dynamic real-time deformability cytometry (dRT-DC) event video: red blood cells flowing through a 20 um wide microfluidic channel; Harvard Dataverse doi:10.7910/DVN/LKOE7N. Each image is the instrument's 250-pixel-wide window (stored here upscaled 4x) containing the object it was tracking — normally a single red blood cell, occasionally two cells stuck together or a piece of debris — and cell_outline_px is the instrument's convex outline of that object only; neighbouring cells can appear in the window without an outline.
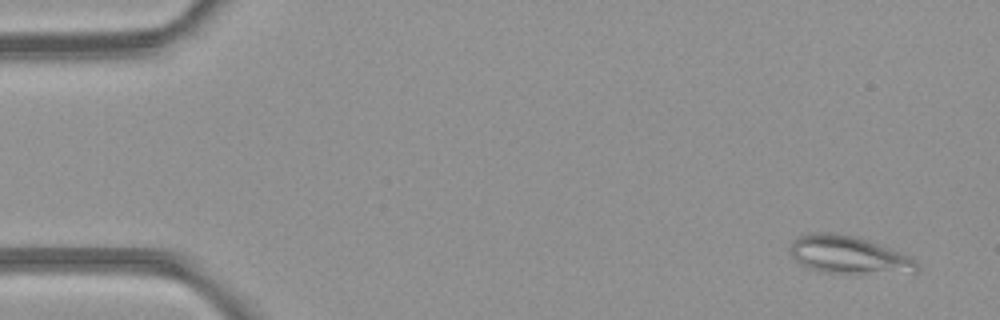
{"species": "common noctule bat (a hibernating species)", "species_latin": "Nyctalus noctula", "temperature_condition": "room temperature", "stored_images_in_passage": 4, "camera_frame_rate_fps": 3000, "um_per_image_px": 0.085, "animal": {"sex": "female", "body_mass_g": 21.9}, "frame": {"image": 1, "passage_image": 1, "time_ms": 0.0, "image_size_px": [1000, 320], "cell_outline_px": [[920, 268], [916, 272], [844, 276], [824, 272], [800, 264], [792, 256], [788, 248], [792, 240], [796, 236], [812, 232], [828, 232], [852, 236], [868, 240], [908, 256], [916, 260], [920, 264]], "centroid_in_image_um": [72.13, 21.71], "position_along_channel_um": 12.9, "area_um2": 28.67}}